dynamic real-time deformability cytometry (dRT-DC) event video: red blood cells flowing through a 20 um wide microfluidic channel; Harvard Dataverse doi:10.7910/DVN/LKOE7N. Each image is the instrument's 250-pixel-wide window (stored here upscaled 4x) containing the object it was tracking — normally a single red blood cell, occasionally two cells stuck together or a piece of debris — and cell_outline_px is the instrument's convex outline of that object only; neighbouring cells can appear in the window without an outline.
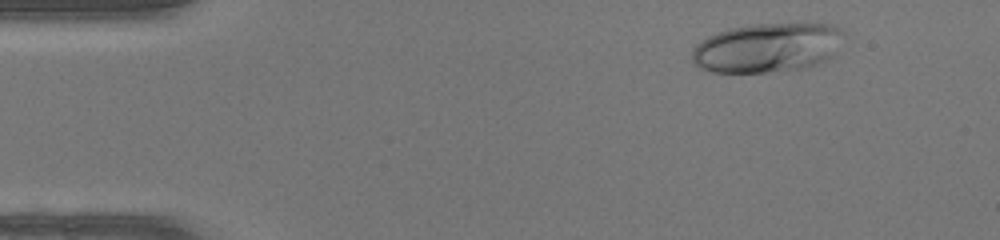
{"species": "human", "species_latin": "Homo sapiens", "temperature_condition": "warm", "stored_images_in_passage": 45, "camera_frame_rate_fps": 3000, "um_per_image_px": 0.085, "donor": {"sex": "female"}, "frame": {"image": 1, "passage_image": 4, "time_ms": 1.0, "image_size_px": [1000, 240], "cell_outline_px": [[848, 32], [832, 56], [816, 64], [804, 68], [764, 72], [712, 72], [700, 68], [692, 60], [692, 52], [696, 44], [708, 36], [716, 32], [728, 28], [756, 24], [828, 24], [840, 28]], "centroid_in_image_um": [65.23, 4.04], "position_along_channel_um": 19.8, "area_um2": 43.64}}
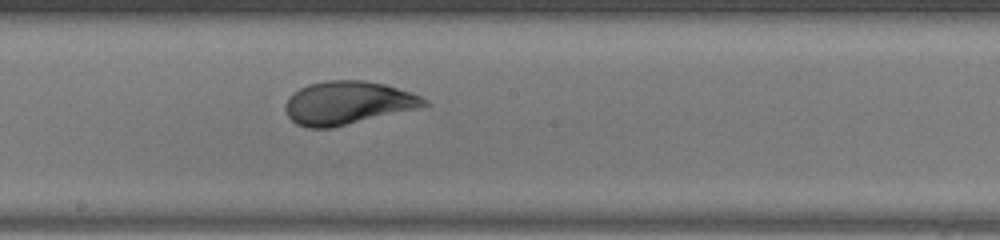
{"frame": {"image": 2, "passage_image": 24, "time_ms": 7.667, "image_size_px": [1000, 240], "cell_outline_px": [[432, 104], [420, 108], [332, 128], [308, 128], [296, 124], [288, 116], [284, 108], [284, 104], [288, 96], [300, 88], [308, 84], [328, 80], [364, 80], [384, 84], [412, 92], [428, 100]], "centroid_in_image_um": [29.57, 8.75], "position_along_channel_um": 218.6, "area_um2": 35.32}}
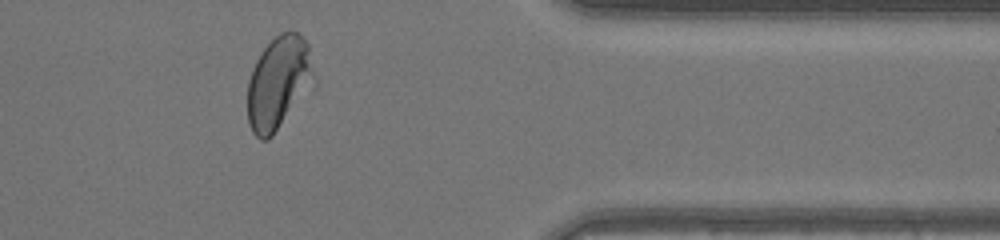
{"frame": {"image": 3, "passage_image": 37, "time_ms": 12.0, "image_size_px": [1000, 240], "cell_outline_px": [[316, 88], [272, 136], [268, 140], [260, 140], [252, 132], [248, 124], [248, 80], [252, 68], [260, 52], [280, 32], [288, 28], [292, 28], [308, 44], [316, 76]], "centroid_in_image_um": [23.74, 7.05], "position_along_channel_um": 387.7, "area_um2": 37.4}, "authors_computed_cell_mechanics": {"area_um2": 37.2232, "velocity_mm_per_s": 4.3652, "shape_relaxation_time_tau1_ms": 3.4065, "shape_relaxation_time_tau2_ms": null, "deformation_change_tau1": 0.1655, "deformation_change_tau2": null}}